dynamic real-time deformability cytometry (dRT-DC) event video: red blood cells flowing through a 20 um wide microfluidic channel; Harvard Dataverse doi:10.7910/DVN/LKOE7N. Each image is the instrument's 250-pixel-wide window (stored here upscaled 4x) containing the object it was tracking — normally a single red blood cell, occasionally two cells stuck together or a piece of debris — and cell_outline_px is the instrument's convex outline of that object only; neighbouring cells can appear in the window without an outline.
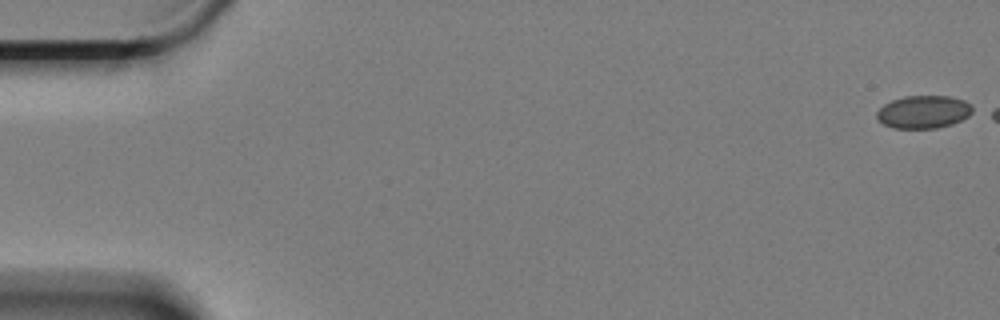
{"species": "Egyptian fruit bat (a non-hibernating species)", "species_latin": "Rousettus aegyptiacus", "temperature_condition": "cold", "stored_images_in_passage": 13, "camera_frame_rate_fps": 3000, "um_per_image_px": 0.085, "animal": {"sex": "female"}, "frame": {"image": 1, "passage_image": 1, "time_ms": 0.0, "image_size_px": [1000, 320], "cell_outline_px": [[976, 112], [952, 124], [936, 128], [892, 128], [876, 120], [876, 112], [884, 104], [892, 100], [904, 96], [948, 96], [964, 100], [972, 104]], "centroid_in_image_um": [78.52, 9.51], "position_along_channel_um": 6.5, "area_um2": 18.55}}